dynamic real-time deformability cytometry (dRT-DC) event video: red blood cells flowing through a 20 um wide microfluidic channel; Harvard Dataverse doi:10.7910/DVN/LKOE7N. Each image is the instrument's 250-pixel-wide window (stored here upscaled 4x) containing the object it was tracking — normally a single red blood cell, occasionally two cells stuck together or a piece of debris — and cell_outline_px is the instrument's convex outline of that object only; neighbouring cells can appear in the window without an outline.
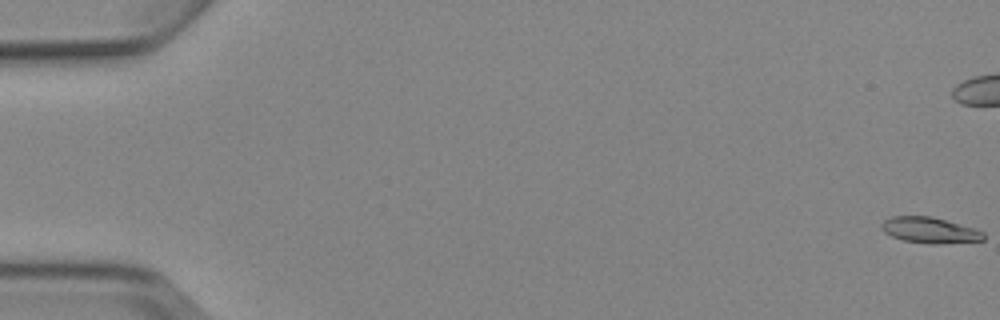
{"species": "Egyptian fruit bat (a non-hibernating species)", "species_latin": "Rousettus aegyptiacus", "temperature_condition": "cold", "stored_images_in_passage": 10, "camera_frame_rate_fps": 3000, "um_per_image_px": 0.085, "animal": {"sex": "female"}, "frame": {"image": 1, "passage_image": 1, "time_ms": 0.0, "image_size_px": [1000, 320], "cell_outline_px": [[984, 240], [932, 244], [904, 240], [892, 236], [884, 232], [880, 228], [880, 224], [884, 220], [892, 216], [928, 216], [944, 220], [972, 228], [984, 232]], "centroid_in_image_um": [78.97, 19.56], "position_along_channel_um": 6.0, "area_um2": 15.03}}
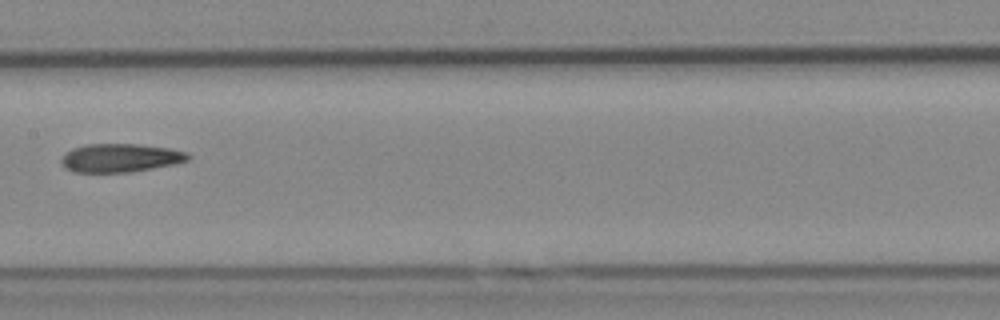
{"frame": {"image": 2, "passage_image": 9, "time_ms": 10.333, "image_size_px": [1000, 320], "cell_outline_px": [[192, 156], [188, 160], [176, 164], [132, 172], [72, 172], [64, 168], [60, 164], [60, 160], [72, 148], [88, 144], [136, 144], [168, 148], [188, 152]], "centroid_in_image_um": [10.24, 13.43], "position_along_channel_um": 197.2, "area_um2": 21.15}}